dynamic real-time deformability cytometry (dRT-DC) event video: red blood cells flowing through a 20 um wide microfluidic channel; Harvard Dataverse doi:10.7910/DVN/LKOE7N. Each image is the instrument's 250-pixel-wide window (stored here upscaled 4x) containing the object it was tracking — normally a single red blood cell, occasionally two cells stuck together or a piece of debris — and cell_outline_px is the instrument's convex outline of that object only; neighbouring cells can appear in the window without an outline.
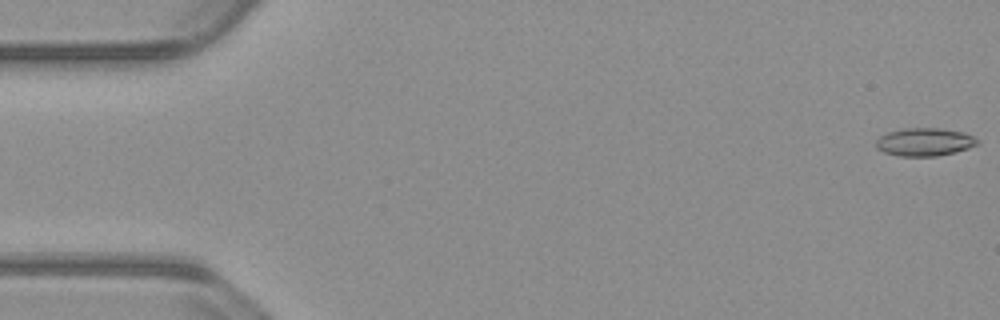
{"species": "common noctule bat (a hibernating species)", "species_latin": "Nyctalus noctula", "temperature_condition": "warm", "stored_images_in_passage": 54, "camera_frame_rate_fps": 3000, "um_per_image_px": 0.085, "animal": {"sex": "male", "body_mass_g": 23.1, "forearm_length_mm": 52.7}, "frame": {"image": 1, "passage_image": 1, "time_ms": 0.0, "image_size_px": [1000, 320], "cell_outline_px": [[980, 144], [956, 152], [936, 156], [900, 156], [884, 152], [876, 148], [876, 140], [880, 136], [888, 132], [904, 128], [940, 128], [964, 132], [980, 140]], "centroid_in_image_um": [78.61, 12.06], "position_along_channel_um": 6.4, "area_um2": 16.65}}
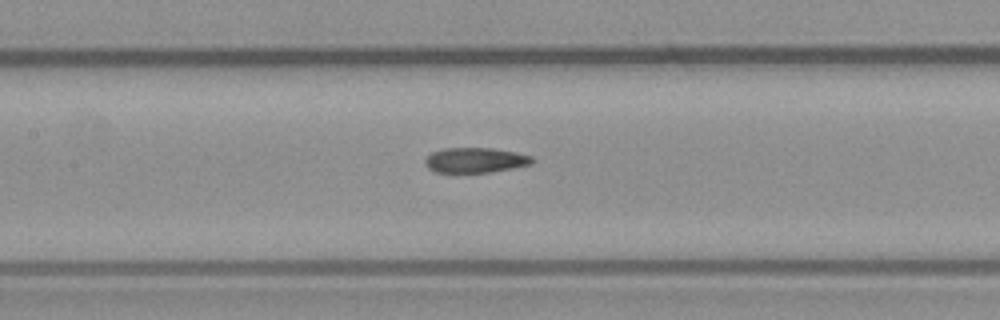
{"frame": {"image": 2, "passage_image": 25, "time_ms": 8.0, "image_size_px": [1000, 320], "cell_outline_px": [[536, 160], [532, 164], [512, 168], [488, 172], [436, 172], [428, 168], [424, 164], [424, 160], [432, 152], [444, 148], [492, 148], [516, 152], [532, 156]], "centroid_in_image_um": [40.42, 13.61], "position_along_channel_um": 167.0, "area_um2": 15.66}}
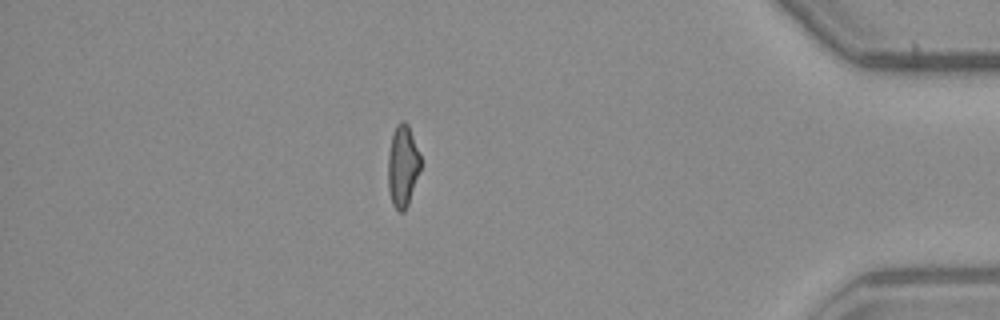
{"frame": {"image": 3, "passage_image": 47, "time_ms": 15.333, "image_size_px": [1000, 320], "cell_outline_px": [[420, 168], [408, 204], [404, 212], [400, 212], [392, 204], [388, 188], [388, 152], [392, 136], [396, 124], [400, 120], [404, 120], [408, 124], [420, 152]], "centroid_in_image_um": [34.22, 14.07], "position_along_channel_um": 401.0, "area_um2": 15.55}, "authors_computed_cell_mechanics": {"area_um2": 16.1551, "velocity_mm_per_s": 3.8322, "shape_relaxation_time_tau1_ms": null, "shape_relaxation_time_tau2_ms": 2.7814, "deformation_change_tau1": null, "deformation_change_tau2": 0.0999}}